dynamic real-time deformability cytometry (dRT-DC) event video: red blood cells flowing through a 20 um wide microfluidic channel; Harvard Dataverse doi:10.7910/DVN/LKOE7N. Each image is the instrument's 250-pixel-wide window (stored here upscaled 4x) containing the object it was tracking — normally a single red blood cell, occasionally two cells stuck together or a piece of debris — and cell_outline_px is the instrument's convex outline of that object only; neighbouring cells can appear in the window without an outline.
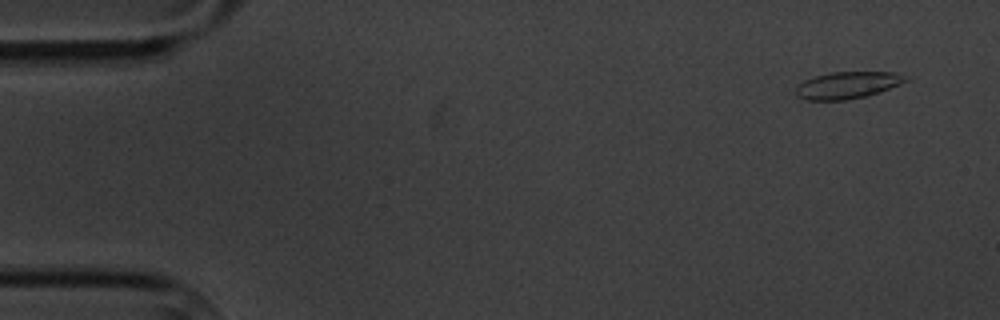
{"species": "common noctule bat (a hibernating species)", "species_latin": "Nyctalus noctula", "temperature_condition": "cold", "stored_images_in_passage": 5, "camera_frame_rate_fps": 3000, "um_per_image_px": 0.085, "animal": {"sex": "male", "body_mass_g": 20.1, "forearm_length_mm": 53.5}, "frame": {"image": 1, "passage_image": 1, "time_ms": 0.0, "image_size_px": [1000, 320], "cell_outline_px": [[908, 80], [900, 84], [864, 96], [848, 100], [804, 100], [796, 96], [796, 88], [804, 80], [816, 76], [832, 72], [892, 72], [904, 76]], "centroid_in_image_um": [71.97, 7.24], "position_along_channel_um": 13.0, "area_um2": 16.88}}